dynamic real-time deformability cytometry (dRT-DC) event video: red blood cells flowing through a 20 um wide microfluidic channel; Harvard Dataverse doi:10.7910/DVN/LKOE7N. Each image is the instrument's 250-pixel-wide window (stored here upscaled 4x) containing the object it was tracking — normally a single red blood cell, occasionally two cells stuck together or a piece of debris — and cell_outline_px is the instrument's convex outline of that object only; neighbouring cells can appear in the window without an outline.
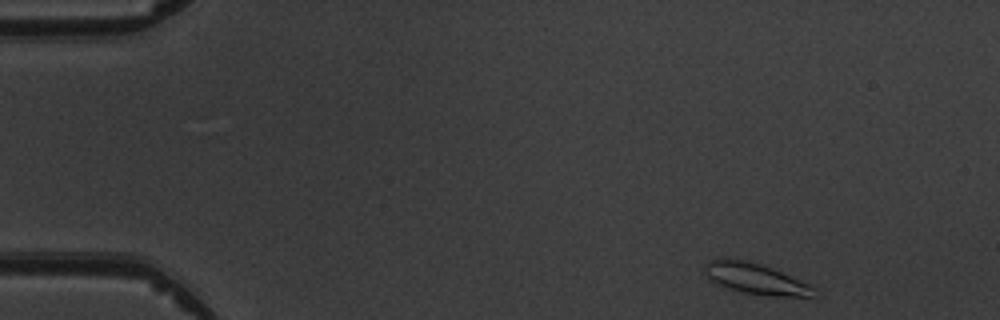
{"species": "common noctule bat (a hibernating species)", "species_latin": "Nyctalus noctula", "temperature_condition": "warm", "stored_images_in_passage": 3, "camera_frame_rate_fps": 3000, "um_per_image_px": 0.085, "animal": {"sex": "male", "body_mass_g": 19.5, "forearm_length_mm": 54.6}, "frame": {"image": 1, "passage_image": 1, "time_ms": 0.0, "image_size_px": [1000, 320], "cell_outline_px": [[816, 296], [768, 296], [744, 292], [728, 288], [716, 284], [704, 272], [704, 264], [708, 260], [720, 256], [724, 256], [748, 260], [772, 268], [808, 284], [816, 288]], "centroid_in_image_um": [64.15, 23.65], "position_along_channel_um": 20.8, "area_um2": 19.88}}
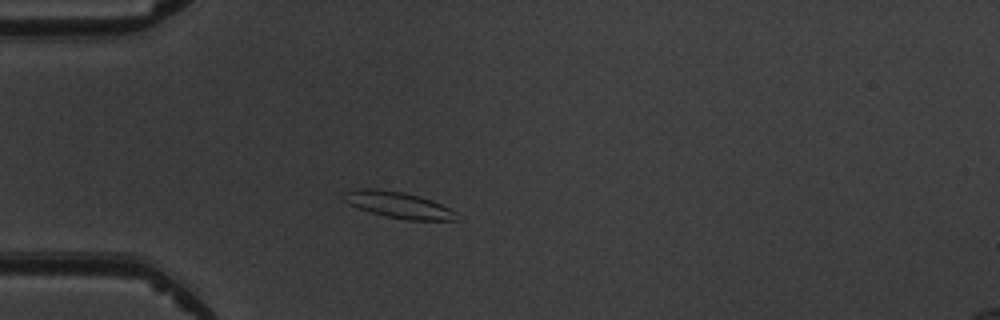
{"frame": {"image": 2, "passage_image": 3, "time_ms": 3.0, "image_size_px": [1000, 320], "cell_outline_px": [[460, 220], [404, 220], [384, 216], [348, 204], [340, 196], [344, 188], [376, 188], [404, 192], [420, 196], [432, 200], [456, 212]], "centroid_in_image_um": [33.78, 17.39], "position_along_channel_um": 51.2, "area_um2": 17.69}}